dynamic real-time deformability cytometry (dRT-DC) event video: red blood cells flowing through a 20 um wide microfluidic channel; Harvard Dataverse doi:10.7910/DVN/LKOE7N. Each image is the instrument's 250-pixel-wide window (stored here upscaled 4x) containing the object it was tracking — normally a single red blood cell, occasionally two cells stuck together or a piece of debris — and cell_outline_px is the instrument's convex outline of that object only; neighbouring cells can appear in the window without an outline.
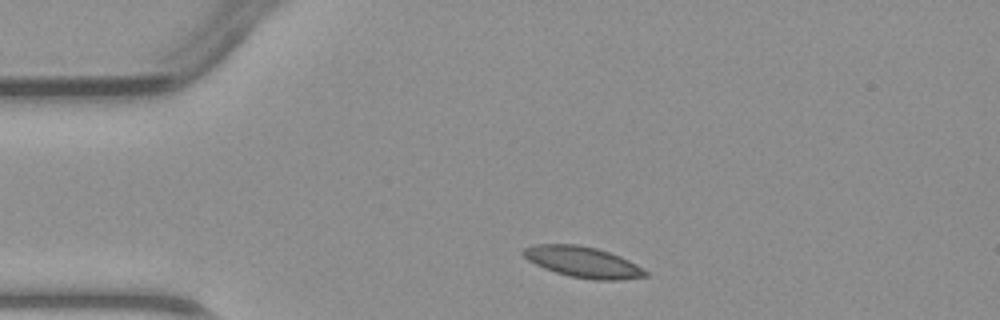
{"species": "common noctule bat (a hibernating species)", "species_latin": "Nyctalus noctula", "temperature_condition": "warm", "stored_images_in_passage": 2, "camera_frame_rate_fps": 3000, "um_per_image_px": 0.085, "animal": {"sex": "male", "body_mass_g": 23.1, "forearm_length_mm": 52.7}, "frame": {"image": 1, "passage_image": 1, "time_ms": 0.0, "image_size_px": [1000, 320], "cell_outline_px": [[648, 276], [620, 280], [596, 280], [572, 276], [556, 272], [544, 268], [528, 260], [520, 252], [524, 248], [536, 244], [576, 244], [596, 248], [620, 256], [636, 264], [648, 272]], "centroid_in_image_um": [49.55, 22.27], "position_along_channel_um": 35.5, "area_um2": 21.79}}